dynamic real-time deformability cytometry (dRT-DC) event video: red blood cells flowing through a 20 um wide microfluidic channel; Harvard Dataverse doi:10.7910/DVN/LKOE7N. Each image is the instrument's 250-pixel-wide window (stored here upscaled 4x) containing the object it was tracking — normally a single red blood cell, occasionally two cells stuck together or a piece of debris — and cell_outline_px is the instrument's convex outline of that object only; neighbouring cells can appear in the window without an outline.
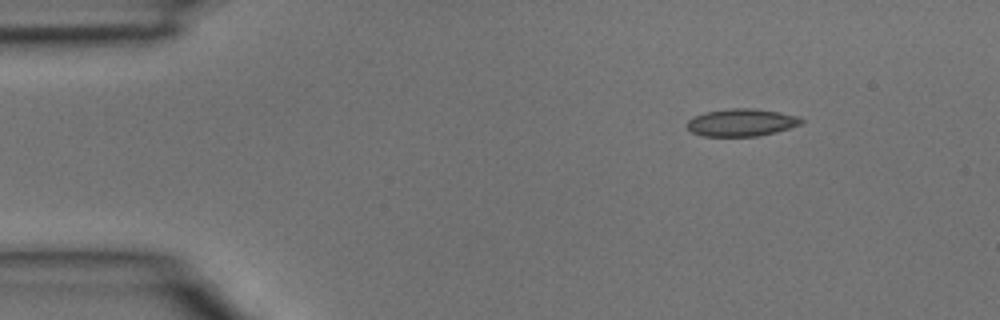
{"species": "common noctule bat (a hibernating species)", "species_latin": "Nyctalus noctula", "temperature_condition": "room temperature", "stored_images_in_passage": 4, "camera_frame_rate_fps": 3000, "um_per_image_px": 0.085, "animal": {"sex": "male", "body_mass_g": 15.6}, "frame": {"image": 1, "passage_image": 1, "time_ms": 0.0, "image_size_px": [1000, 320], "cell_outline_px": [[804, 124], [776, 132], [756, 136], [704, 136], [692, 132], [688, 128], [688, 120], [704, 112], [732, 108], [752, 108], [780, 112], [800, 116], [804, 120]], "centroid_in_image_um": [63.09, 10.41], "position_along_channel_um": 21.9, "area_um2": 18.32}}